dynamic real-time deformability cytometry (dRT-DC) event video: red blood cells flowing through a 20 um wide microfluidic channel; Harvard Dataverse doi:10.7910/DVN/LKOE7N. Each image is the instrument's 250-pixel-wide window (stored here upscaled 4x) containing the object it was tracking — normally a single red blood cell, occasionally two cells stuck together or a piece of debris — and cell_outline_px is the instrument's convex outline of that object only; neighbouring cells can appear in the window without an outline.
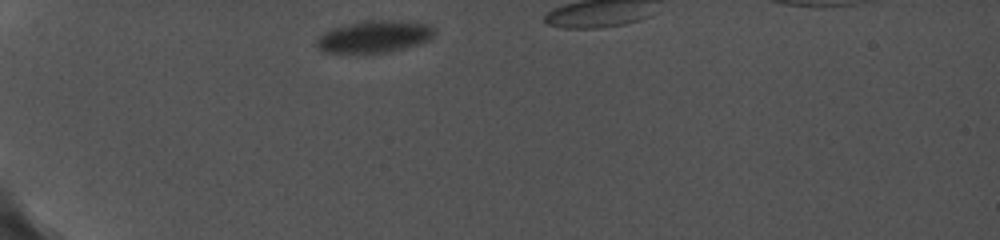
{"species": "common noctule bat (a hibernating species)", "species_latin": "Nyctalus noctula", "temperature_condition": "cold", "stored_images_in_passage": 33, "camera_frame_rate_fps": 5000, "um_per_image_px": 0.085, "animal": {"sex": "female", "body_mass_g": 19.0, "forearm_length_mm": 56.7}, "frame": {"image": 1, "passage_image": 1, "time_ms": 0.0, "image_size_px": [1000, 240], "cell_outline_px": [[436, 32], [428, 40], [420, 44], [388, 52], [360, 56], [356, 56], [320, 52], [316, 44], [316, 40], [324, 32], [332, 28], [344, 24], [364, 20], [396, 20], [428, 24], [436, 28]], "centroid_in_image_um": [31.75, 3.16], "position_along_channel_um": 53.2, "area_um2": 23.12}}
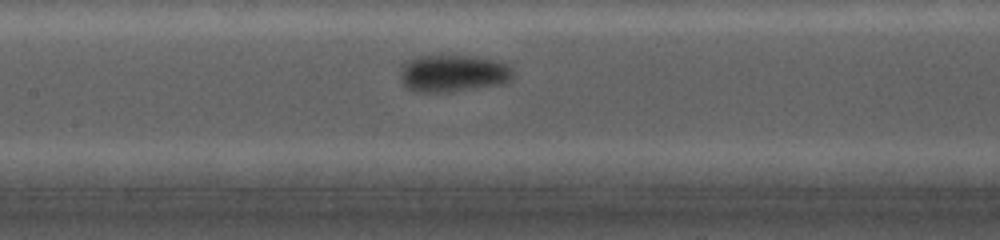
{"frame": {"image": 2, "passage_image": 10, "time_ms": 4.0, "image_size_px": [1000, 240], "cell_outline_px": [[512, 80], [504, 84], [452, 92], [412, 92], [400, 80], [400, 72], [404, 64], [408, 60], [416, 56], [476, 56], [504, 60], [512, 68]], "centroid_in_image_um": [38.57, 6.24], "position_along_channel_um": 168.8, "area_um2": 25.03}}
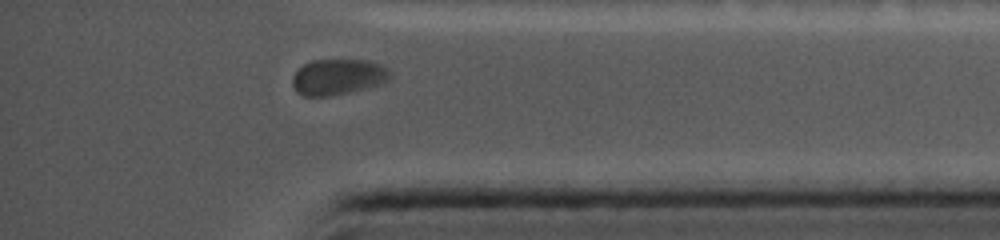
{"frame": {"image": 3, "passage_image": 31, "time_ms": 10.4, "image_size_px": [1000, 240], "cell_outline_px": [[392, 76], [388, 80], [380, 84], [348, 92], [328, 96], [304, 96], [296, 92], [292, 84], [292, 76], [304, 64], [312, 60], [368, 60], [380, 64], [388, 68], [392, 72]], "centroid_in_image_um": [28.74, 6.53], "position_along_channel_um": 406.5, "area_um2": 20.4}, "authors_computed_cell_mechanics": {"area_um2": 22.4264, "velocity_mm_per_s": 3.6917, "shape_relaxation_time_tau1_ms": 4.4871, "shape_relaxation_time_tau2_ms": null, "deformation_change_tau1": 0.0632, "deformation_change_tau2": null}}